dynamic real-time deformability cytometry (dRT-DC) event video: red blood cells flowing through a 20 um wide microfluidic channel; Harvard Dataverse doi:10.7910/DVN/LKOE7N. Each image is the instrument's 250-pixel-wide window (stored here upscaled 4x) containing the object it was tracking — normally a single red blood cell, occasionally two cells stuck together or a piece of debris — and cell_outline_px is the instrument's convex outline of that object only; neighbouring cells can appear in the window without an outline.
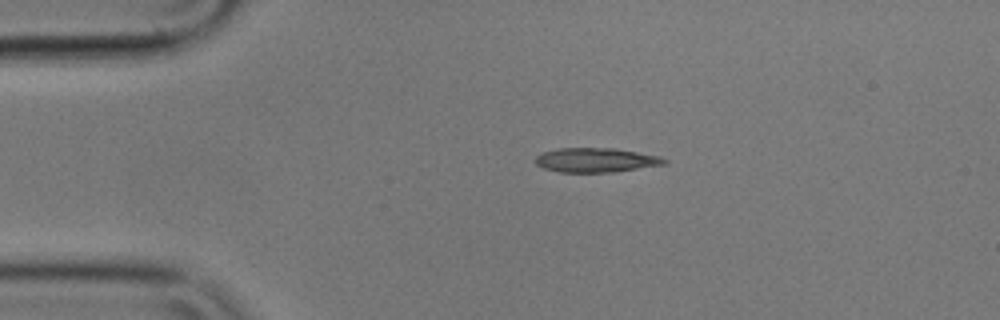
{"species": "common noctule bat (a hibernating species)", "species_latin": "Nyctalus noctula", "temperature_condition": "cold", "stored_images_in_passage": 2, "camera_frame_rate_fps": 3000, "um_per_image_px": 0.085, "animal": {"sex": "male", "body_mass_g": 17.9}, "frame": {"image": 1, "passage_image": 1, "time_ms": 0.0, "image_size_px": [1000, 320], "cell_outline_px": [[668, 160], [664, 164], [612, 172], [560, 172], [544, 168], [536, 164], [536, 156], [544, 152], [556, 148], [616, 148], [660, 156]], "centroid_in_image_um": [50.65, 13.6], "position_along_channel_um": 34.4, "area_um2": 18.15}}